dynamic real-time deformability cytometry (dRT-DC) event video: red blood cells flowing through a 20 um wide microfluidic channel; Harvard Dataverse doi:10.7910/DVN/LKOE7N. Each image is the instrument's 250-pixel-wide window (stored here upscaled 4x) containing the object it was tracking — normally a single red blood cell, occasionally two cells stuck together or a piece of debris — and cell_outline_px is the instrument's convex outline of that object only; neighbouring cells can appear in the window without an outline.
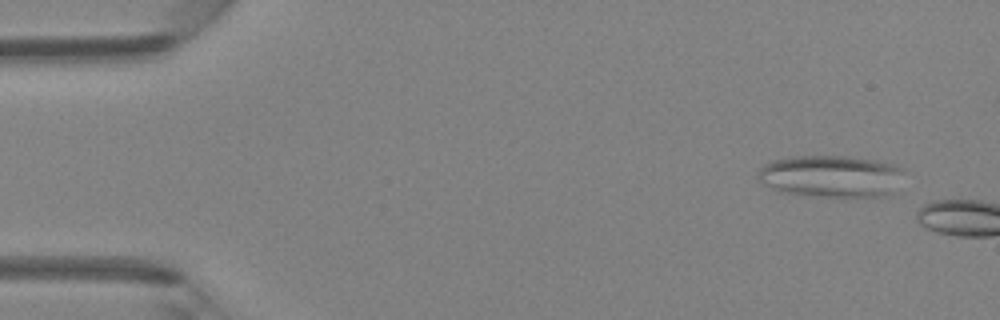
{"species": "Egyptian fruit bat (a non-hibernating species)", "species_latin": "Rousettus aegyptiacus", "temperature_condition": "room temperature", "stored_images_in_passage": 3, "camera_frame_rate_fps": 3000, "um_per_image_px": 0.085, "animal": {"sex": "female"}, "frame": {"image": 1, "passage_image": 1, "time_ms": 0.0, "image_size_px": [1000, 320], "cell_outline_px": [[904, 172], [896, 192], [892, 196], [844, 200], [840, 200], [780, 192], [764, 184], [756, 176], [756, 172], [764, 164], [772, 160], [792, 156], [848, 156], [876, 160], [896, 164], [904, 168]], "centroid_in_image_um": [70.73, 15.04], "position_along_channel_um": 14.3, "area_um2": 37.69}}